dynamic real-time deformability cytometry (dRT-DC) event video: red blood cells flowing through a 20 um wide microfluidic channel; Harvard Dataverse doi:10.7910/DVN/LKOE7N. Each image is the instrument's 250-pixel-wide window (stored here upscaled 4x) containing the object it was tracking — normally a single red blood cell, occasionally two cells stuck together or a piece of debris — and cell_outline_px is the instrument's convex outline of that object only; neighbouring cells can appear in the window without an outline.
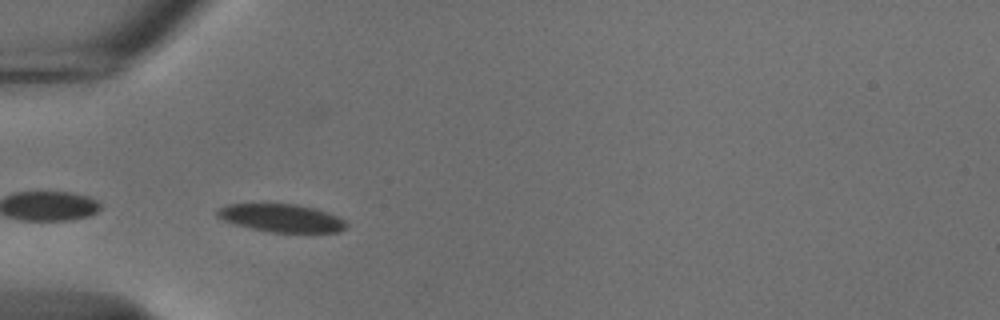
{"species": "common noctule bat (a hibernating species)", "species_latin": "Nyctalus noctula", "temperature_condition": "cold", "stored_images_in_passage": 38, "camera_frame_rate_fps": 3000, "um_per_image_px": 0.085, "animal": {"sex": "male", "body_mass_g": 18.8}, "frame": {"image": 1, "passage_image": 2, "time_ms": 0.333, "image_size_px": [1000, 320], "cell_outline_px": [[348, 224], [340, 232], [268, 232], [248, 228], [224, 220], [216, 216], [216, 212], [220, 208], [228, 204], [296, 204], [316, 208], [340, 216]], "centroid_in_image_um": [23.95, 18.53], "position_along_channel_um": 61.0, "area_um2": 21.1}}
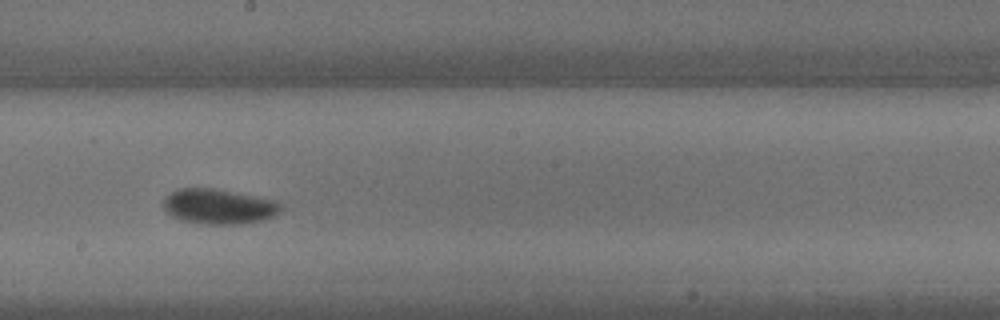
{"frame": {"image": 2, "passage_image": 16, "time_ms": 5.0, "image_size_px": [1000, 320], "cell_outline_px": [[284, 208], [276, 216], [264, 220], [248, 224], [196, 224], [180, 220], [172, 216], [164, 208], [164, 200], [172, 192], [180, 188], [216, 188], [276, 200], [284, 204]], "centroid_in_image_um": [18.68, 17.57], "position_along_channel_um": 229.5, "area_um2": 24.51}}
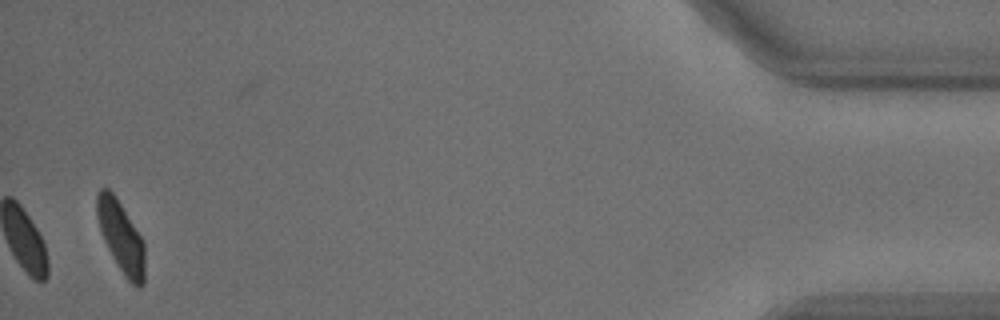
{"frame": {"image": 3, "passage_image": 38, "time_ms": 12.333, "image_size_px": [1000, 320], "cell_outline_px": [[144, 284], [140, 288], [136, 288], [128, 280], [116, 264], [100, 232], [96, 212], [96, 196], [100, 188], [108, 188], [116, 196], [140, 236], [144, 244]], "centroid_in_image_um": [10.27, 20.14], "position_along_channel_um": 424.9, "area_um2": 19.77}, "authors_computed_cell_mechanics": {"area_um2": 21.9929, "velocity_mm_per_s": 3.7109, "shape_relaxation_time_tau1_ms": 3.0298, "shape_relaxation_time_tau2_ms": null, "deformation_change_tau1": 0.0955, "deformation_change_tau2": null}}